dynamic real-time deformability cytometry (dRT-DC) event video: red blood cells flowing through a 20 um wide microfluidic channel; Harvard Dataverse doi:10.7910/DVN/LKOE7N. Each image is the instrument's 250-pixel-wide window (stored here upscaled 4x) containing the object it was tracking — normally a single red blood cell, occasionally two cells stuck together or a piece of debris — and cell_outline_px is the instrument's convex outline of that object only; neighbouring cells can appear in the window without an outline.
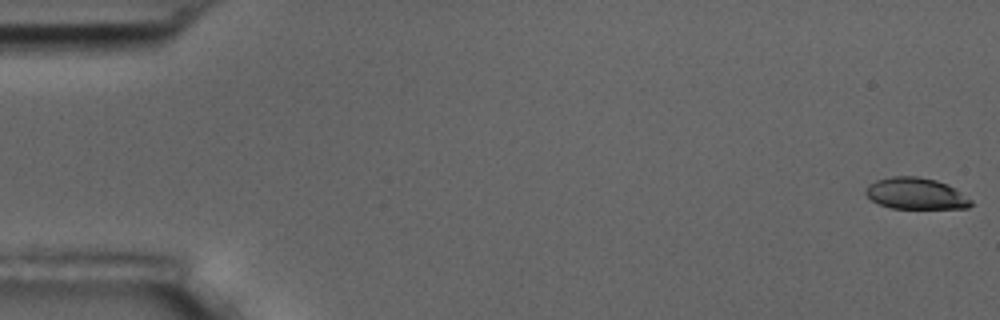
{"species": "common noctule bat (a hibernating species)", "species_latin": "Nyctalus noctula", "temperature_condition": "room temperature", "stored_images_in_passage": 5, "camera_frame_rate_fps": 3000, "um_per_image_px": 0.085, "animal": {"sex": "male", "body_mass_g": 17.5, "forearm_length_mm": 52.3}, "frame": {"image": 1, "passage_image": 1, "time_ms": 0.0, "image_size_px": [1000, 320], "cell_outline_px": [[972, 204], [968, 208], [892, 208], [880, 204], [872, 200], [864, 192], [868, 184], [876, 180], [892, 176], [916, 176], [936, 180], [948, 184], [972, 200]], "centroid_in_image_um": [77.84, 16.44], "position_along_channel_um": 7.2, "area_um2": 19.19}}
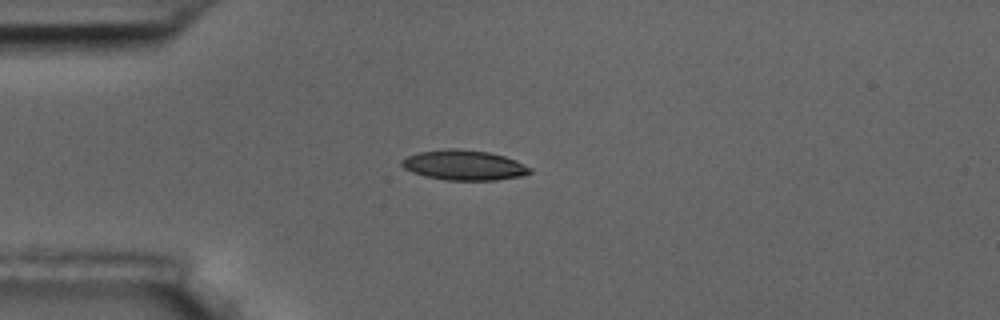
{"frame": {"image": 2, "passage_image": 5, "time_ms": 4.667, "image_size_px": [1000, 320], "cell_outline_px": [[532, 172], [524, 176], [496, 180], [444, 180], [424, 176], [412, 172], [404, 168], [400, 164], [400, 160], [408, 156], [420, 152], [444, 148], [456, 148], [488, 152], [504, 156], [516, 160], [532, 168]], "centroid_in_image_um": [39.45, 14.04], "position_along_channel_um": 45.6, "area_um2": 22.66}}